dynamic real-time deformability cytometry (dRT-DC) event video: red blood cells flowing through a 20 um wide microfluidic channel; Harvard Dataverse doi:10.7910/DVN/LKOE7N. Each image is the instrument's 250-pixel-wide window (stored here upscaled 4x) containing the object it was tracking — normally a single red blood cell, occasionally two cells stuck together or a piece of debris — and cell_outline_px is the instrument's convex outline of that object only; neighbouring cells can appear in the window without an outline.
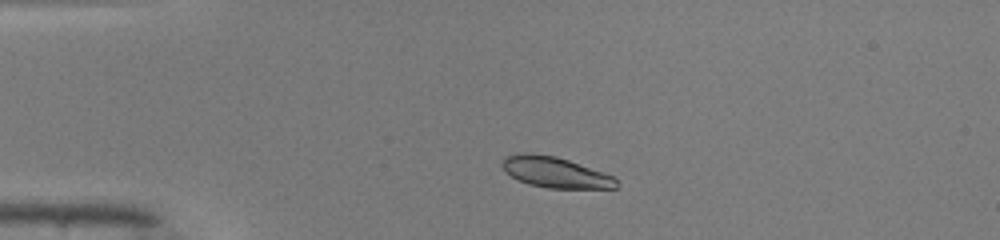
{"species": "common noctule bat (a hibernating species)", "species_latin": "Nyctalus noctula", "temperature_condition": "warm", "stored_images_in_passage": 39, "camera_frame_rate_fps": 3000, "um_per_image_px": 0.085, "animal": {"sex": "male", "body_mass_g": 19.0, "forearm_length_mm": 50.8}, "frame": {"image": 1, "passage_image": 1, "time_ms": 0.0, "image_size_px": [1000, 240], "cell_outline_px": [[620, 184], [616, 188], [548, 188], [528, 184], [504, 172], [500, 164], [504, 156], [524, 152], [532, 152], [556, 156], [616, 176]], "centroid_in_image_um": [47.2, 14.63], "position_along_channel_um": 37.8, "area_um2": 20.81}}
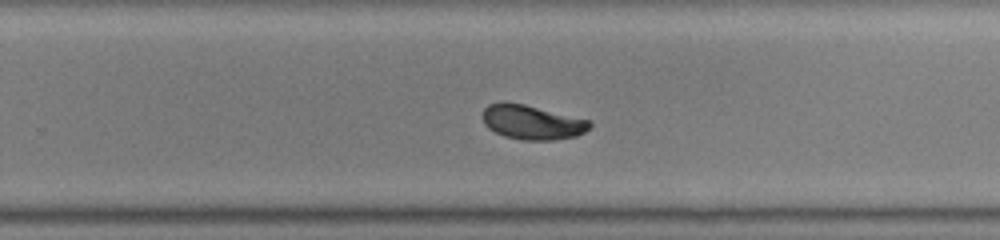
{"frame": {"image": 2, "passage_image": 22, "time_ms": 7.0, "image_size_px": [1000, 240], "cell_outline_px": [[592, 124], [584, 132], [576, 136], [552, 140], [520, 140], [504, 136], [488, 128], [484, 124], [484, 108], [488, 104], [524, 104], [592, 120]], "centroid_in_image_um": [45.28, 10.41], "position_along_channel_um": 284.5, "area_um2": 21.15}}
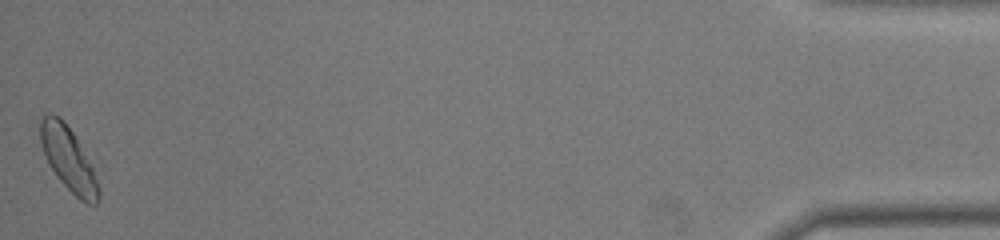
{"frame": {"image": 3, "passage_image": 39, "time_ms": 12.667, "image_size_px": [1000, 240], "cell_outline_px": [[100, 200], [96, 204], [88, 204], [80, 200], [56, 176], [48, 164], [40, 144], [40, 120], [48, 112], [52, 112], [60, 116], [64, 120], [72, 132], [92, 168], [100, 184]], "centroid_in_image_um": [5.8, 13.51], "position_along_channel_um": 429.4, "area_um2": 21.56}, "authors_computed_cell_mechanics": {"area_um2": 21.3282, "velocity_mm_per_s": 4.0978, "shape_relaxation_time_tau1_ms": 2.2445, "shape_relaxation_time_tau2_ms": null, "deformation_change_tau1": 0.1282, "deformation_change_tau2": null}}